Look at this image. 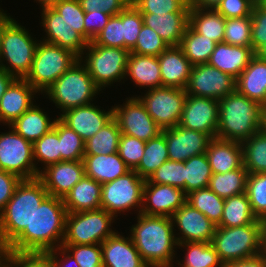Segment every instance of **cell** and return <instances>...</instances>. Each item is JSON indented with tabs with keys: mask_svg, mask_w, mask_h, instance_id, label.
Listing matches in <instances>:
<instances>
[{
	"mask_svg": "<svg viewBox=\"0 0 266 267\" xmlns=\"http://www.w3.org/2000/svg\"><path fill=\"white\" fill-rule=\"evenodd\" d=\"M67 209L63 199L48 195L25 228L8 246V252L47 253L62 245Z\"/></svg>",
	"mask_w": 266,
	"mask_h": 267,
	"instance_id": "6da1fadb",
	"label": "cell"
},
{
	"mask_svg": "<svg viewBox=\"0 0 266 267\" xmlns=\"http://www.w3.org/2000/svg\"><path fill=\"white\" fill-rule=\"evenodd\" d=\"M137 219L130 237L144 262L149 267H173L178 243L171 217L139 213Z\"/></svg>",
	"mask_w": 266,
	"mask_h": 267,
	"instance_id": "7a4b0ae2",
	"label": "cell"
},
{
	"mask_svg": "<svg viewBox=\"0 0 266 267\" xmlns=\"http://www.w3.org/2000/svg\"><path fill=\"white\" fill-rule=\"evenodd\" d=\"M266 108L237 91L219 100L216 138L243 141L262 130Z\"/></svg>",
	"mask_w": 266,
	"mask_h": 267,
	"instance_id": "3957f363",
	"label": "cell"
},
{
	"mask_svg": "<svg viewBox=\"0 0 266 267\" xmlns=\"http://www.w3.org/2000/svg\"><path fill=\"white\" fill-rule=\"evenodd\" d=\"M48 195L39 178L21 180L0 212V235L6 246L25 228H30L34 212Z\"/></svg>",
	"mask_w": 266,
	"mask_h": 267,
	"instance_id": "277c9868",
	"label": "cell"
},
{
	"mask_svg": "<svg viewBox=\"0 0 266 267\" xmlns=\"http://www.w3.org/2000/svg\"><path fill=\"white\" fill-rule=\"evenodd\" d=\"M100 91L84 63L78 59L44 93L64 113L71 108L91 104Z\"/></svg>",
	"mask_w": 266,
	"mask_h": 267,
	"instance_id": "5b68a950",
	"label": "cell"
},
{
	"mask_svg": "<svg viewBox=\"0 0 266 267\" xmlns=\"http://www.w3.org/2000/svg\"><path fill=\"white\" fill-rule=\"evenodd\" d=\"M263 221L238 227H217L212 239L221 262L250 258L261 253Z\"/></svg>",
	"mask_w": 266,
	"mask_h": 267,
	"instance_id": "8992f818",
	"label": "cell"
},
{
	"mask_svg": "<svg viewBox=\"0 0 266 267\" xmlns=\"http://www.w3.org/2000/svg\"><path fill=\"white\" fill-rule=\"evenodd\" d=\"M37 41H34L25 27L13 20L2 35L0 66L16 78H25L32 68L39 43ZM5 60L8 66L2 62Z\"/></svg>",
	"mask_w": 266,
	"mask_h": 267,
	"instance_id": "52a82bcc",
	"label": "cell"
},
{
	"mask_svg": "<svg viewBox=\"0 0 266 267\" xmlns=\"http://www.w3.org/2000/svg\"><path fill=\"white\" fill-rule=\"evenodd\" d=\"M78 59L71 51L40 40L31 71L24 79L44 93Z\"/></svg>",
	"mask_w": 266,
	"mask_h": 267,
	"instance_id": "ba28073f",
	"label": "cell"
},
{
	"mask_svg": "<svg viewBox=\"0 0 266 267\" xmlns=\"http://www.w3.org/2000/svg\"><path fill=\"white\" fill-rule=\"evenodd\" d=\"M116 217L105 209L67 213L62 244H101L116 232L111 223Z\"/></svg>",
	"mask_w": 266,
	"mask_h": 267,
	"instance_id": "9c48e42d",
	"label": "cell"
},
{
	"mask_svg": "<svg viewBox=\"0 0 266 267\" xmlns=\"http://www.w3.org/2000/svg\"><path fill=\"white\" fill-rule=\"evenodd\" d=\"M84 51H87L85 60L83 61V57L79 59L85 63L89 75L100 90L126 78L129 50L95 45L91 41Z\"/></svg>",
	"mask_w": 266,
	"mask_h": 267,
	"instance_id": "30bf717a",
	"label": "cell"
},
{
	"mask_svg": "<svg viewBox=\"0 0 266 267\" xmlns=\"http://www.w3.org/2000/svg\"><path fill=\"white\" fill-rule=\"evenodd\" d=\"M145 181L135 170H130L123 176L102 184L101 208L115 217L116 214L132 210L134 207H138L140 213Z\"/></svg>",
	"mask_w": 266,
	"mask_h": 267,
	"instance_id": "8fae6325",
	"label": "cell"
},
{
	"mask_svg": "<svg viewBox=\"0 0 266 267\" xmlns=\"http://www.w3.org/2000/svg\"><path fill=\"white\" fill-rule=\"evenodd\" d=\"M186 97L185 89L161 86L148 88L146 94L138 98L155 123L166 129L179 125Z\"/></svg>",
	"mask_w": 266,
	"mask_h": 267,
	"instance_id": "7c38bea8",
	"label": "cell"
},
{
	"mask_svg": "<svg viewBox=\"0 0 266 267\" xmlns=\"http://www.w3.org/2000/svg\"><path fill=\"white\" fill-rule=\"evenodd\" d=\"M0 169L16 174L21 179L39 177L41 168L38 169L34 162L33 143L12 128L0 134Z\"/></svg>",
	"mask_w": 266,
	"mask_h": 267,
	"instance_id": "4fadbf2b",
	"label": "cell"
},
{
	"mask_svg": "<svg viewBox=\"0 0 266 267\" xmlns=\"http://www.w3.org/2000/svg\"><path fill=\"white\" fill-rule=\"evenodd\" d=\"M126 99L125 105L113 107V117L122 134L147 142L162 133L138 97Z\"/></svg>",
	"mask_w": 266,
	"mask_h": 267,
	"instance_id": "5bb4252c",
	"label": "cell"
},
{
	"mask_svg": "<svg viewBox=\"0 0 266 267\" xmlns=\"http://www.w3.org/2000/svg\"><path fill=\"white\" fill-rule=\"evenodd\" d=\"M186 93L220 100L236 91V79L208 63L193 65Z\"/></svg>",
	"mask_w": 266,
	"mask_h": 267,
	"instance_id": "9a60e30c",
	"label": "cell"
},
{
	"mask_svg": "<svg viewBox=\"0 0 266 267\" xmlns=\"http://www.w3.org/2000/svg\"><path fill=\"white\" fill-rule=\"evenodd\" d=\"M42 25L47 37L42 41L60 46L78 58L85 54L88 41L60 15L53 7L42 8ZM45 39V40H44Z\"/></svg>",
	"mask_w": 266,
	"mask_h": 267,
	"instance_id": "2e32d148",
	"label": "cell"
},
{
	"mask_svg": "<svg viewBox=\"0 0 266 267\" xmlns=\"http://www.w3.org/2000/svg\"><path fill=\"white\" fill-rule=\"evenodd\" d=\"M219 101L187 94L179 125L189 130L201 131L216 137Z\"/></svg>",
	"mask_w": 266,
	"mask_h": 267,
	"instance_id": "e0dca14e",
	"label": "cell"
},
{
	"mask_svg": "<svg viewBox=\"0 0 266 267\" xmlns=\"http://www.w3.org/2000/svg\"><path fill=\"white\" fill-rule=\"evenodd\" d=\"M167 144L169 160L185 162L189 158L206 153L212 139L201 131L189 130L180 125L162 129Z\"/></svg>",
	"mask_w": 266,
	"mask_h": 267,
	"instance_id": "ac0fdd59",
	"label": "cell"
},
{
	"mask_svg": "<svg viewBox=\"0 0 266 267\" xmlns=\"http://www.w3.org/2000/svg\"><path fill=\"white\" fill-rule=\"evenodd\" d=\"M173 225H177L181 237H175L177 243L212 242L217 228L208 217L185 202L171 216Z\"/></svg>",
	"mask_w": 266,
	"mask_h": 267,
	"instance_id": "d6986e66",
	"label": "cell"
},
{
	"mask_svg": "<svg viewBox=\"0 0 266 267\" xmlns=\"http://www.w3.org/2000/svg\"><path fill=\"white\" fill-rule=\"evenodd\" d=\"M186 198L187 195L181 188L153 184L147 179L143 188V206L140 213L171 217L186 202Z\"/></svg>",
	"mask_w": 266,
	"mask_h": 267,
	"instance_id": "ffe728a7",
	"label": "cell"
},
{
	"mask_svg": "<svg viewBox=\"0 0 266 267\" xmlns=\"http://www.w3.org/2000/svg\"><path fill=\"white\" fill-rule=\"evenodd\" d=\"M42 170L38 178L48 194L62 199L85 175L83 160L61 161Z\"/></svg>",
	"mask_w": 266,
	"mask_h": 267,
	"instance_id": "44dd1931",
	"label": "cell"
},
{
	"mask_svg": "<svg viewBox=\"0 0 266 267\" xmlns=\"http://www.w3.org/2000/svg\"><path fill=\"white\" fill-rule=\"evenodd\" d=\"M59 118L86 142L113 118V107L106 112L92 103L66 110Z\"/></svg>",
	"mask_w": 266,
	"mask_h": 267,
	"instance_id": "7402d4cb",
	"label": "cell"
},
{
	"mask_svg": "<svg viewBox=\"0 0 266 267\" xmlns=\"http://www.w3.org/2000/svg\"><path fill=\"white\" fill-rule=\"evenodd\" d=\"M36 93L24 78H16L0 100V122L10 126L34 104Z\"/></svg>",
	"mask_w": 266,
	"mask_h": 267,
	"instance_id": "603a6c76",
	"label": "cell"
},
{
	"mask_svg": "<svg viewBox=\"0 0 266 267\" xmlns=\"http://www.w3.org/2000/svg\"><path fill=\"white\" fill-rule=\"evenodd\" d=\"M101 249L103 267H149L129 236L116 232L101 243Z\"/></svg>",
	"mask_w": 266,
	"mask_h": 267,
	"instance_id": "cb8c5ba5",
	"label": "cell"
},
{
	"mask_svg": "<svg viewBox=\"0 0 266 267\" xmlns=\"http://www.w3.org/2000/svg\"><path fill=\"white\" fill-rule=\"evenodd\" d=\"M162 86L186 89L192 64L179 46H169L159 56Z\"/></svg>",
	"mask_w": 266,
	"mask_h": 267,
	"instance_id": "d4e9b609",
	"label": "cell"
},
{
	"mask_svg": "<svg viewBox=\"0 0 266 267\" xmlns=\"http://www.w3.org/2000/svg\"><path fill=\"white\" fill-rule=\"evenodd\" d=\"M143 23L153 29L168 46H179L189 25V12L141 13Z\"/></svg>",
	"mask_w": 266,
	"mask_h": 267,
	"instance_id": "484cf974",
	"label": "cell"
},
{
	"mask_svg": "<svg viewBox=\"0 0 266 267\" xmlns=\"http://www.w3.org/2000/svg\"><path fill=\"white\" fill-rule=\"evenodd\" d=\"M255 55L252 47L233 46L221 42L216 44L208 64L236 79Z\"/></svg>",
	"mask_w": 266,
	"mask_h": 267,
	"instance_id": "4316f807",
	"label": "cell"
},
{
	"mask_svg": "<svg viewBox=\"0 0 266 267\" xmlns=\"http://www.w3.org/2000/svg\"><path fill=\"white\" fill-rule=\"evenodd\" d=\"M206 155L213 174L230 172L243 165V148L237 141L212 138Z\"/></svg>",
	"mask_w": 266,
	"mask_h": 267,
	"instance_id": "83f0119b",
	"label": "cell"
},
{
	"mask_svg": "<svg viewBox=\"0 0 266 267\" xmlns=\"http://www.w3.org/2000/svg\"><path fill=\"white\" fill-rule=\"evenodd\" d=\"M236 91L266 108V61L255 55L236 78Z\"/></svg>",
	"mask_w": 266,
	"mask_h": 267,
	"instance_id": "f1b7e54d",
	"label": "cell"
},
{
	"mask_svg": "<svg viewBox=\"0 0 266 267\" xmlns=\"http://www.w3.org/2000/svg\"><path fill=\"white\" fill-rule=\"evenodd\" d=\"M102 184L83 176L63 198L67 212L76 213L101 208Z\"/></svg>",
	"mask_w": 266,
	"mask_h": 267,
	"instance_id": "f546056e",
	"label": "cell"
},
{
	"mask_svg": "<svg viewBox=\"0 0 266 267\" xmlns=\"http://www.w3.org/2000/svg\"><path fill=\"white\" fill-rule=\"evenodd\" d=\"M83 163L85 176L100 184L113 181L131 170L118 152L110 155H84Z\"/></svg>",
	"mask_w": 266,
	"mask_h": 267,
	"instance_id": "4dcf8cb0",
	"label": "cell"
},
{
	"mask_svg": "<svg viewBox=\"0 0 266 267\" xmlns=\"http://www.w3.org/2000/svg\"><path fill=\"white\" fill-rule=\"evenodd\" d=\"M140 87L154 89L162 86L160 64L157 56L131 53L127 60L126 75Z\"/></svg>",
	"mask_w": 266,
	"mask_h": 267,
	"instance_id": "1f68e13d",
	"label": "cell"
},
{
	"mask_svg": "<svg viewBox=\"0 0 266 267\" xmlns=\"http://www.w3.org/2000/svg\"><path fill=\"white\" fill-rule=\"evenodd\" d=\"M54 123L55 119L51 121L48 115L34 104L9 127L14 129L25 140L34 143L53 129Z\"/></svg>",
	"mask_w": 266,
	"mask_h": 267,
	"instance_id": "d6a6232c",
	"label": "cell"
},
{
	"mask_svg": "<svg viewBox=\"0 0 266 267\" xmlns=\"http://www.w3.org/2000/svg\"><path fill=\"white\" fill-rule=\"evenodd\" d=\"M189 26L216 43L223 42L225 18L215 9L190 7Z\"/></svg>",
	"mask_w": 266,
	"mask_h": 267,
	"instance_id": "836d02e7",
	"label": "cell"
},
{
	"mask_svg": "<svg viewBox=\"0 0 266 267\" xmlns=\"http://www.w3.org/2000/svg\"><path fill=\"white\" fill-rule=\"evenodd\" d=\"M258 219L254 215L246 192L229 197L224 201L220 223L217 227H238L253 224Z\"/></svg>",
	"mask_w": 266,
	"mask_h": 267,
	"instance_id": "e575fe53",
	"label": "cell"
},
{
	"mask_svg": "<svg viewBox=\"0 0 266 267\" xmlns=\"http://www.w3.org/2000/svg\"><path fill=\"white\" fill-rule=\"evenodd\" d=\"M248 175L242 165L230 172L212 174L208 187L219 197L227 199L246 192Z\"/></svg>",
	"mask_w": 266,
	"mask_h": 267,
	"instance_id": "d590c367",
	"label": "cell"
},
{
	"mask_svg": "<svg viewBox=\"0 0 266 267\" xmlns=\"http://www.w3.org/2000/svg\"><path fill=\"white\" fill-rule=\"evenodd\" d=\"M216 42L195 32L189 25L179 47L192 65L208 63Z\"/></svg>",
	"mask_w": 266,
	"mask_h": 267,
	"instance_id": "8d00e7d4",
	"label": "cell"
},
{
	"mask_svg": "<svg viewBox=\"0 0 266 267\" xmlns=\"http://www.w3.org/2000/svg\"><path fill=\"white\" fill-rule=\"evenodd\" d=\"M169 160L165 135L162 132L157 137L146 142L144 154L134 169L138 175L147 180L166 161Z\"/></svg>",
	"mask_w": 266,
	"mask_h": 267,
	"instance_id": "74e56055",
	"label": "cell"
},
{
	"mask_svg": "<svg viewBox=\"0 0 266 267\" xmlns=\"http://www.w3.org/2000/svg\"><path fill=\"white\" fill-rule=\"evenodd\" d=\"M121 131L113 117L98 133L85 142L84 155H110L118 151Z\"/></svg>",
	"mask_w": 266,
	"mask_h": 267,
	"instance_id": "f35d334b",
	"label": "cell"
},
{
	"mask_svg": "<svg viewBox=\"0 0 266 267\" xmlns=\"http://www.w3.org/2000/svg\"><path fill=\"white\" fill-rule=\"evenodd\" d=\"M179 247H186L187 253L180 267H224L218 253L211 242L178 243Z\"/></svg>",
	"mask_w": 266,
	"mask_h": 267,
	"instance_id": "ab89813d",
	"label": "cell"
},
{
	"mask_svg": "<svg viewBox=\"0 0 266 267\" xmlns=\"http://www.w3.org/2000/svg\"><path fill=\"white\" fill-rule=\"evenodd\" d=\"M243 166L249 174L266 172V133L256 132L243 141Z\"/></svg>",
	"mask_w": 266,
	"mask_h": 267,
	"instance_id": "60d3db41",
	"label": "cell"
},
{
	"mask_svg": "<svg viewBox=\"0 0 266 267\" xmlns=\"http://www.w3.org/2000/svg\"><path fill=\"white\" fill-rule=\"evenodd\" d=\"M225 199L219 197L209 187L187 194L186 202L208 217L215 225L221 221Z\"/></svg>",
	"mask_w": 266,
	"mask_h": 267,
	"instance_id": "b9f144b4",
	"label": "cell"
},
{
	"mask_svg": "<svg viewBox=\"0 0 266 267\" xmlns=\"http://www.w3.org/2000/svg\"><path fill=\"white\" fill-rule=\"evenodd\" d=\"M53 129L58 133L61 161L83 160L85 141L59 117L55 119Z\"/></svg>",
	"mask_w": 266,
	"mask_h": 267,
	"instance_id": "7bdbcfd3",
	"label": "cell"
},
{
	"mask_svg": "<svg viewBox=\"0 0 266 267\" xmlns=\"http://www.w3.org/2000/svg\"><path fill=\"white\" fill-rule=\"evenodd\" d=\"M212 174L206 153L189 158L185 161V194L208 187Z\"/></svg>",
	"mask_w": 266,
	"mask_h": 267,
	"instance_id": "ee69618b",
	"label": "cell"
},
{
	"mask_svg": "<svg viewBox=\"0 0 266 267\" xmlns=\"http://www.w3.org/2000/svg\"><path fill=\"white\" fill-rule=\"evenodd\" d=\"M33 157L37 164L41 161L44 163V168L47 166L61 162L60 141L58 133L51 129L44 134L40 139L33 143Z\"/></svg>",
	"mask_w": 266,
	"mask_h": 267,
	"instance_id": "f6af8a7d",
	"label": "cell"
},
{
	"mask_svg": "<svg viewBox=\"0 0 266 267\" xmlns=\"http://www.w3.org/2000/svg\"><path fill=\"white\" fill-rule=\"evenodd\" d=\"M246 194L257 219H266V172L249 174Z\"/></svg>",
	"mask_w": 266,
	"mask_h": 267,
	"instance_id": "bcb514c9",
	"label": "cell"
},
{
	"mask_svg": "<svg viewBox=\"0 0 266 267\" xmlns=\"http://www.w3.org/2000/svg\"><path fill=\"white\" fill-rule=\"evenodd\" d=\"M251 16L225 19L223 42L233 46L252 47Z\"/></svg>",
	"mask_w": 266,
	"mask_h": 267,
	"instance_id": "7dc6e473",
	"label": "cell"
},
{
	"mask_svg": "<svg viewBox=\"0 0 266 267\" xmlns=\"http://www.w3.org/2000/svg\"><path fill=\"white\" fill-rule=\"evenodd\" d=\"M153 184H167L181 188L185 193V162H164L148 179Z\"/></svg>",
	"mask_w": 266,
	"mask_h": 267,
	"instance_id": "c3c4849f",
	"label": "cell"
},
{
	"mask_svg": "<svg viewBox=\"0 0 266 267\" xmlns=\"http://www.w3.org/2000/svg\"><path fill=\"white\" fill-rule=\"evenodd\" d=\"M123 23L124 49L131 50L137 42L139 33L143 26L142 14L130 3L121 11Z\"/></svg>",
	"mask_w": 266,
	"mask_h": 267,
	"instance_id": "681fc988",
	"label": "cell"
},
{
	"mask_svg": "<svg viewBox=\"0 0 266 267\" xmlns=\"http://www.w3.org/2000/svg\"><path fill=\"white\" fill-rule=\"evenodd\" d=\"M168 47L167 43L153 29L143 24L136 45L130 52L158 57Z\"/></svg>",
	"mask_w": 266,
	"mask_h": 267,
	"instance_id": "f907efd6",
	"label": "cell"
},
{
	"mask_svg": "<svg viewBox=\"0 0 266 267\" xmlns=\"http://www.w3.org/2000/svg\"><path fill=\"white\" fill-rule=\"evenodd\" d=\"M140 13L190 12L189 0H131Z\"/></svg>",
	"mask_w": 266,
	"mask_h": 267,
	"instance_id": "816d5d0a",
	"label": "cell"
},
{
	"mask_svg": "<svg viewBox=\"0 0 266 267\" xmlns=\"http://www.w3.org/2000/svg\"><path fill=\"white\" fill-rule=\"evenodd\" d=\"M95 45L117 47L124 49L123 23L121 12L118 15H112L105 25L92 40Z\"/></svg>",
	"mask_w": 266,
	"mask_h": 267,
	"instance_id": "f5cc1de1",
	"label": "cell"
},
{
	"mask_svg": "<svg viewBox=\"0 0 266 267\" xmlns=\"http://www.w3.org/2000/svg\"><path fill=\"white\" fill-rule=\"evenodd\" d=\"M79 264L80 267H103L101 244L74 245L62 244Z\"/></svg>",
	"mask_w": 266,
	"mask_h": 267,
	"instance_id": "db71d44e",
	"label": "cell"
},
{
	"mask_svg": "<svg viewBox=\"0 0 266 267\" xmlns=\"http://www.w3.org/2000/svg\"><path fill=\"white\" fill-rule=\"evenodd\" d=\"M251 43L256 53L266 44V0H257L253 6L252 14Z\"/></svg>",
	"mask_w": 266,
	"mask_h": 267,
	"instance_id": "11a10c76",
	"label": "cell"
},
{
	"mask_svg": "<svg viewBox=\"0 0 266 267\" xmlns=\"http://www.w3.org/2000/svg\"><path fill=\"white\" fill-rule=\"evenodd\" d=\"M145 145L143 140L121 134L117 152L126 165L134 170L144 154Z\"/></svg>",
	"mask_w": 266,
	"mask_h": 267,
	"instance_id": "9f6ffc18",
	"label": "cell"
},
{
	"mask_svg": "<svg viewBox=\"0 0 266 267\" xmlns=\"http://www.w3.org/2000/svg\"><path fill=\"white\" fill-rule=\"evenodd\" d=\"M61 16L85 38L84 17L85 11L78 0H63L53 6Z\"/></svg>",
	"mask_w": 266,
	"mask_h": 267,
	"instance_id": "6f0895ef",
	"label": "cell"
},
{
	"mask_svg": "<svg viewBox=\"0 0 266 267\" xmlns=\"http://www.w3.org/2000/svg\"><path fill=\"white\" fill-rule=\"evenodd\" d=\"M257 0H222L215 10L225 19L251 16Z\"/></svg>",
	"mask_w": 266,
	"mask_h": 267,
	"instance_id": "680465c9",
	"label": "cell"
},
{
	"mask_svg": "<svg viewBox=\"0 0 266 267\" xmlns=\"http://www.w3.org/2000/svg\"><path fill=\"white\" fill-rule=\"evenodd\" d=\"M85 12L102 11L109 15H118L131 0H78Z\"/></svg>",
	"mask_w": 266,
	"mask_h": 267,
	"instance_id": "91938a15",
	"label": "cell"
},
{
	"mask_svg": "<svg viewBox=\"0 0 266 267\" xmlns=\"http://www.w3.org/2000/svg\"><path fill=\"white\" fill-rule=\"evenodd\" d=\"M110 17L111 15L102 11L85 12V39L91 42L95 36L104 29Z\"/></svg>",
	"mask_w": 266,
	"mask_h": 267,
	"instance_id": "94428289",
	"label": "cell"
},
{
	"mask_svg": "<svg viewBox=\"0 0 266 267\" xmlns=\"http://www.w3.org/2000/svg\"><path fill=\"white\" fill-rule=\"evenodd\" d=\"M21 180L22 179L16 174L0 169V212L12 198L14 191Z\"/></svg>",
	"mask_w": 266,
	"mask_h": 267,
	"instance_id": "6125c7cd",
	"label": "cell"
},
{
	"mask_svg": "<svg viewBox=\"0 0 266 267\" xmlns=\"http://www.w3.org/2000/svg\"><path fill=\"white\" fill-rule=\"evenodd\" d=\"M15 267H54L47 253L15 252Z\"/></svg>",
	"mask_w": 266,
	"mask_h": 267,
	"instance_id": "be15d7a7",
	"label": "cell"
},
{
	"mask_svg": "<svg viewBox=\"0 0 266 267\" xmlns=\"http://www.w3.org/2000/svg\"><path fill=\"white\" fill-rule=\"evenodd\" d=\"M57 252L59 253V255L60 254L61 256L63 255L64 258L62 257L61 259L58 260ZM47 254L51 257L54 267H80L79 264L74 259V257L72 256V254L69 253L63 246L53 249L47 252Z\"/></svg>",
	"mask_w": 266,
	"mask_h": 267,
	"instance_id": "e7e4bbea",
	"label": "cell"
},
{
	"mask_svg": "<svg viewBox=\"0 0 266 267\" xmlns=\"http://www.w3.org/2000/svg\"><path fill=\"white\" fill-rule=\"evenodd\" d=\"M224 267H266V256L260 253L250 258L228 262Z\"/></svg>",
	"mask_w": 266,
	"mask_h": 267,
	"instance_id": "03108f58",
	"label": "cell"
},
{
	"mask_svg": "<svg viewBox=\"0 0 266 267\" xmlns=\"http://www.w3.org/2000/svg\"><path fill=\"white\" fill-rule=\"evenodd\" d=\"M15 79L16 77L14 75L8 73L3 67L0 66V100L7 88Z\"/></svg>",
	"mask_w": 266,
	"mask_h": 267,
	"instance_id": "003e7915",
	"label": "cell"
},
{
	"mask_svg": "<svg viewBox=\"0 0 266 267\" xmlns=\"http://www.w3.org/2000/svg\"><path fill=\"white\" fill-rule=\"evenodd\" d=\"M222 0H189L190 7L215 9Z\"/></svg>",
	"mask_w": 266,
	"mask_h": 267,
	"instance_id": "a7ac6f4b",
	"label": "cell"
},
{
	"mask_svg": "<svg viewBox=\"0 0 266 267\" xmlns=\"http://www.w3.org/2000/svg\"><path fill=\"white\" fill-rule=\"evenodd\" d=\"M14 19L8 16L4 10L0 9V50H1V41H2V35L5 30V28L13 21Z\"/></svg>",
	"mask_w": 266,
	"mask_h": 267,
	"instance_id": "89a4df30",
	"label": "cell"
},
{
	"mask_svg": "<svg viewBox=\"0 0 266 267\" xmlns=\"http://www.w3.org/2000/svg\"><path fill=\"white\" fill-rule=\"evenodd\" d=\"M0 267H15V252H8L0 261Z\"/></svg>",
	"mask_w": 266,
	"mask_h": 267,
	"instance_id": "2644e50d",
	"label": "cell"
},
{
	"mask_svg": "<svg viewBox=\"0 0 266 267\" xmlns=\"http://www.w3.org/2000/svg\"><path fill=\"white\" fill-rule=\"evenodd\" d=\"M261 253L266 256V221H263L262 226Z\"/></svg>",
	"mask_w": 266,
	"mask_h": 267,
	"instance_id": "8c879c8a",
	"label": "cell"
},
{
	"mask_svg": "<svg viewBox=\"0 0 266 267\" xmlns=\"http://www.w3.org/2000/svg\"><path fill=\"white\" fill-rule=\"evenodd\" d=\"M38 3H40L42 8H46V7H53L55 4H57L58 2H61L63 0H37Z\"/></svg>",
	"mask_w": 266,
	"mask_h": 267,
	"instance_id": "753ad0ef",
	"label": "cell"
},
{
	"mask_svg": "<svg viewBox=\"0 0 266 267\" xmlns=\"http://www.w3.org/2000/svg\"><path fill=\"white\" fill-rule=\"evenodd\" d=\"M7 253H8L7 246L3 243L0 235V261L7 255Z\"/></svg>",
	"mask_w": 266,
	"mask_h": 267,
	"instance_id": "34e18365",
	"label": "cell"
},
{
	"mask_svg": "<svg viewBox=\"0 0 266 267\" xmlns=\"http://www.w3.org/2000/svg\"><path fill=\"white\" fill-rule=\"evenodd\" d=\"M256 55L266 61V44H264L257 52H256Z\"/></svg>",
	"mask_w": 266,
	"mask_h": 267,
	"instance_id": "11e5206c",
	"label": "cell"
},
{
	"mask_svg": "<svg viewBox=\"0 0 266 267\" xmlns=\"http://www.w3.org/2000/svg\"><path fill=\"white\" fill-rule=\"evenodd\" d=\"M262 130L266 133V114L263 120Z\"/></svg>",
	"mask_w": 266,
	"mask_h": 267,
	"instance_id": "2a66077c",
	"label": "cell"
}]
</instances>
